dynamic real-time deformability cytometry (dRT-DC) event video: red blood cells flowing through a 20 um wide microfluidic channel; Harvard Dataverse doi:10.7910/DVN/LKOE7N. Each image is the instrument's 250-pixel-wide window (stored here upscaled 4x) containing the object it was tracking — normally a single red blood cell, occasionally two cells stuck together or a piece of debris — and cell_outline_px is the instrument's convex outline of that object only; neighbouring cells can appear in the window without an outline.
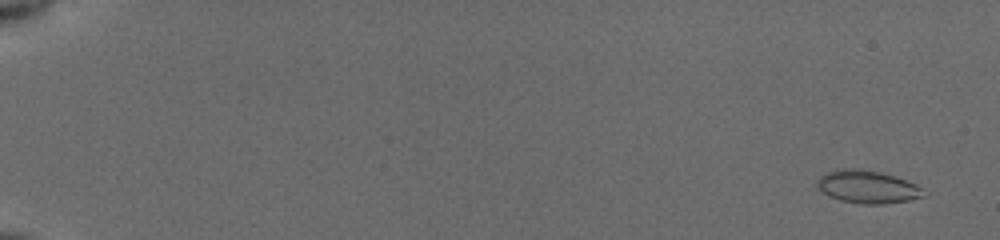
{"species": "common noctule bat (a hibernating species)", "species_latin": "Nyctalus noctula", "temperature_condition": "cold", "stored_images_in_passage": 55, "camera_frame_rate_fps": 3000, "um_per_image_px": 0.085, "animal": {"sex": "female", "body_mass_g": 19.5, "forearm_length_mm": 54.1}, "frame": {"image": 1, "passage_image": 3, "time_ms": 0.667, "image_size_px": [1000, 240], "cell_outline_px": [[928, 196], [908, 200], [884, 204], [864, 204], [840, 200], [828, 196], [816, 184], [816, 180], [820, 176], [836, 168], [856, 168], [880, 172], [916, 184], [928, 192]], "centroid_in_image_um": [73.76, 15.88], "position_along_channel_um": 11.2, "area_um2": 20.4}}
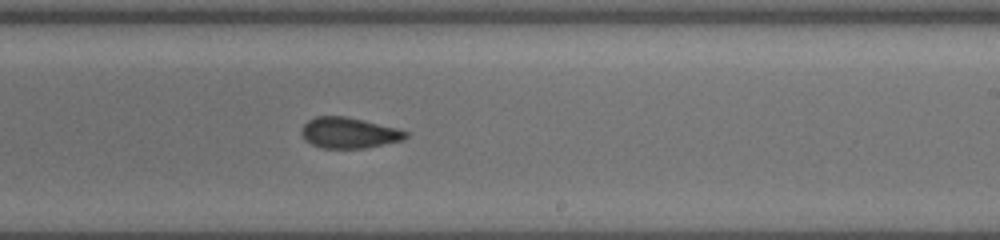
{"frame": {"image": 2, "passage_image": 36, "time_ms": 11.667, "image_size_px": [1000, 240], "cell_outline_px": [[408, 136], [404, 140], [364, 148], [320, 148], [312, 144], [300, 132], [300, 128], [308, 120], [316, 116], [344, 116], [364, 120], [396, 128], [408, 132]], "centroid_in_image_um": [29.66, 11.29], "position_along_channel_um": 259.3, "area_um2": 18.61}}
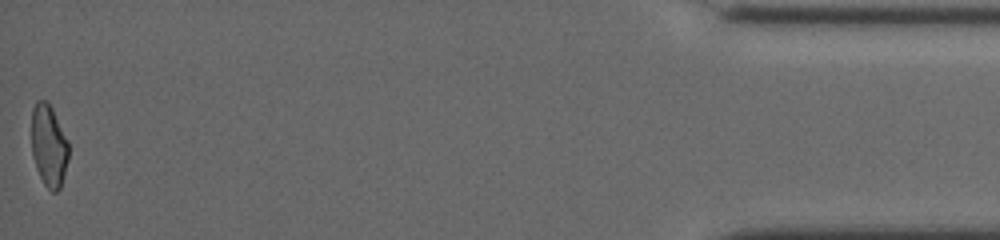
{"frame": {"image": 3, "passage_image": 55, "time_ms": 18.0, "image_size_px": [1000, 240], "cell_outline_px": [[68, 160], [60, 188], [56, 192], [52, 192], [44, 184], [36, 168], [32, 156], [32, 108], [36, 100], [44, 100], [52, 108], [68, 140]], "centroid_in_image_um": [4.14, 12.38], "position_along_channel_um": 431.1, "area_um2": 17.69}, "authors_computed_cell_mechanics": {"area_um2": 19.074, "velocity_mm_per_s": 3.9428, "shape_relaxation_time_tau1_ms": 5.4575, "shape_relaxation_time_tau2_ms": 3.9657, "deformation_change_tau1": 0.1232, "deformation_change_tau2": 0.1006}}